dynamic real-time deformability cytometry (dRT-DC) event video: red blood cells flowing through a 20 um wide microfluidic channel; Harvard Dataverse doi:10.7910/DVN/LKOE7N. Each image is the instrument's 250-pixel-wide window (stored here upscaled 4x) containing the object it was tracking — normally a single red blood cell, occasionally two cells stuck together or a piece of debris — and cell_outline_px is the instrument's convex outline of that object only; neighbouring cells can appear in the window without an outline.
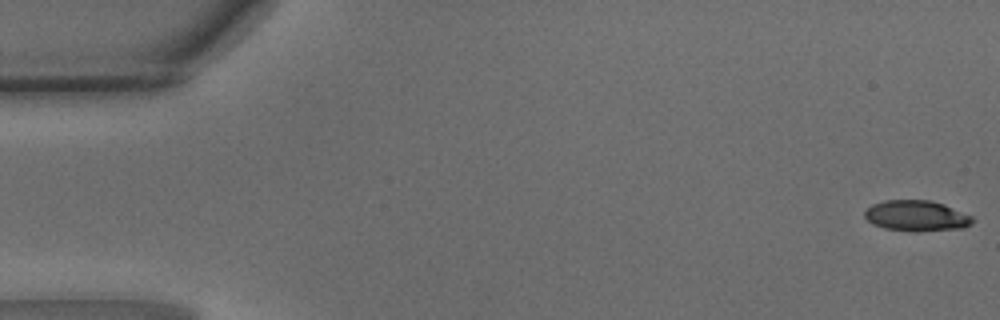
{"species": "common noctule bat (a hibernating species)", "species_latin": "Nyctalus noctula", "temperature_condition": "warm", "stored_images_in_passage": 48, "camera_frame_rate_fps": 3000, "um_per_image_px": 0.085, "animal": {"sex": "male", "body_mass_g": 15.6}, "frame": {"image": 1, "passage_image": 1, "time_ms": 0.0, "image_size_px": [1000, 320], "cell_outline_px": [[976, 220], [972, 224], [964, 228], [916, 232], [912, 232], [884, 228], [872, 224], [864, 216], [864, 212], [872, 204], [884, 200], [928, 200], [944, 204], [972, 216]], "centroid_in_image_um": [77.91, 18.35], "position_along_channel_um": 7.1, "area_um2": 19.54}}
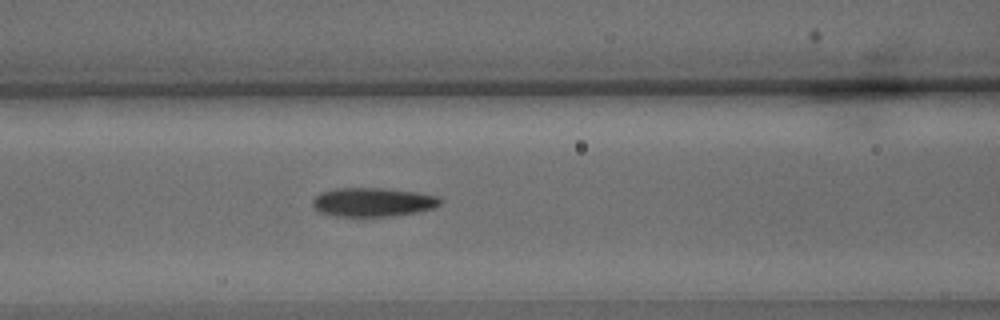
{"frame": {"image": 2, "passage_image": 20, "time_ms": 6.333, "image_size_px": [1000, 320], "cell_outline_px": [[444, 200], [440, 204], [432, 208], [416, 212], [392, 216], [336, 216], [320, 212], [312, 204], [312, 200], [320, 192], [336, 188], [380, 188], [416, 192], [440, 196]], "centroid_in_image_um": [31.71, 17.17], "position_along_channel_um": 134.9, "area_um2": 21.44}}
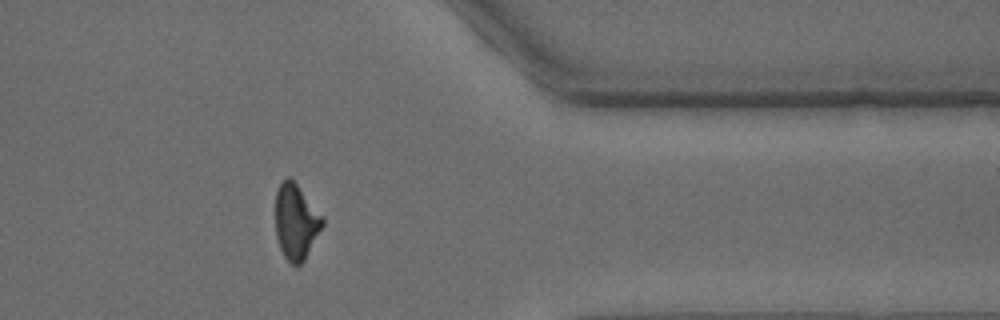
{"frame": {"image": 3, "passage_image": 39, "time_ms": 12.667, "image_size_px": [1000, 320], "cell_outline_px": [[324, 224], [304, 260], [296, 268], [284, 256], [280, 248], [276, 236], [276, 192], [280, 184], [288, 176], [296, 184], [324, 220]], "centroid_in_image_um": [25.13, 18.9], "position_along_channel_um": 386.3, "area_um2": 20.11}, "authors_computed_cell_mechanics": {"area_um2": 20.8369, "velocity_mm_per_s": 4.2265, "shape_relaxation_time_tau1_ms": 4.3482, "shape_relaxation_time_tau2_ms": 2.1481, "deformation_change_tau1": 0.1733, "deformation_change_tau2": 0.1018}}